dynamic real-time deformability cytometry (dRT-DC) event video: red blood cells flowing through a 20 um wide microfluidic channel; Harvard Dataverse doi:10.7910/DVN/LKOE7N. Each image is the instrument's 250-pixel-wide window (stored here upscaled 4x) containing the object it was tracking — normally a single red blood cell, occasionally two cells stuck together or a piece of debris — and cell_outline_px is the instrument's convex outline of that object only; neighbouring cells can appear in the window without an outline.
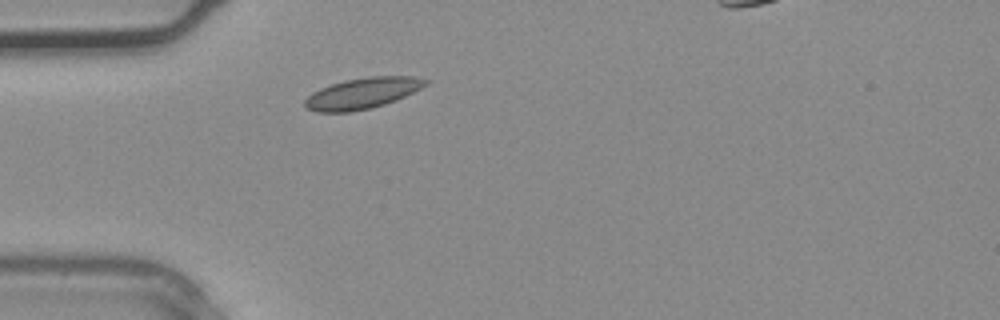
{"species": "common noctule bat (a hibernating species)", "species_latin": "Nyctalus noctula", "temperature_condition": "warm", "stored_images_in_passage": 2, "segment_of_instrument_passage": [1, 2], "camera_frame_rate_fps": 3000, "um_per_image_px": 0.085, "animal": {"sex": "male", "body_mass_g": 20.4}, "frame": {"image": 1, "passage_image": 1, "time_ms": 0.0, "image_size_px": [1000, 320], "cell_outline_px": [[428, 84], [396, 100], [372, 108], [352, 112], [316, 112], [304, 108], [304, 100], [312, 92], [320, 88], [344, 80], [368, 76], [416, 76], [428, 80]], "centroid_in_image_um": [30.77, 7.93], "position_along_channel_um": 54.2, "area_um2": 21.91}}